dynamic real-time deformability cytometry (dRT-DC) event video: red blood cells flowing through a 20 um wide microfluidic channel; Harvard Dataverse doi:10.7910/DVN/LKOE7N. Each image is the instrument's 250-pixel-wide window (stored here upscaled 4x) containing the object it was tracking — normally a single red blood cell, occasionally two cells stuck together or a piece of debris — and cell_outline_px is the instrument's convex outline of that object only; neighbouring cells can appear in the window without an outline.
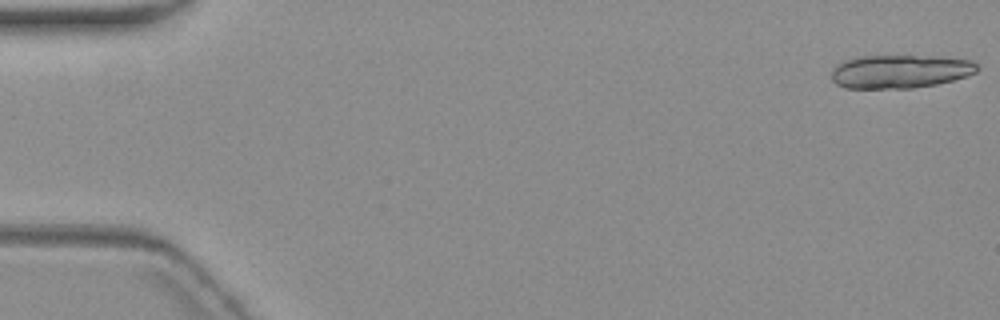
{"species": "common noctule bat (a hibernating species)", "species_latin": "Nyctalus noctula", "temperature_condition": "warm", "stored_images_in_passage": 4, "camera_frame_rate_fps": 3000, "um_per_image_px": 0.085, "animal": {"sex": "female", "body_mass_g": 19.3, "forearm_length_mm": 54.1}, "frame": {"image": 1, "passage_image": 1, "time_ms": 0.0, "image_size_px": [1000, 320], "cell_outline_px": [[980, 68], [976, 72], [968, 76], [936, 84], [912, 88], [844, 88], [836, 84], [832, 80], [832, 68], [836, 64], [844, 60], [856, 56], [932, 56], [972, 60]], "centroid_in_image_um": [76.48, 6.07], "position_along_channel_um": 8.5, "area_um2": 28.55}}